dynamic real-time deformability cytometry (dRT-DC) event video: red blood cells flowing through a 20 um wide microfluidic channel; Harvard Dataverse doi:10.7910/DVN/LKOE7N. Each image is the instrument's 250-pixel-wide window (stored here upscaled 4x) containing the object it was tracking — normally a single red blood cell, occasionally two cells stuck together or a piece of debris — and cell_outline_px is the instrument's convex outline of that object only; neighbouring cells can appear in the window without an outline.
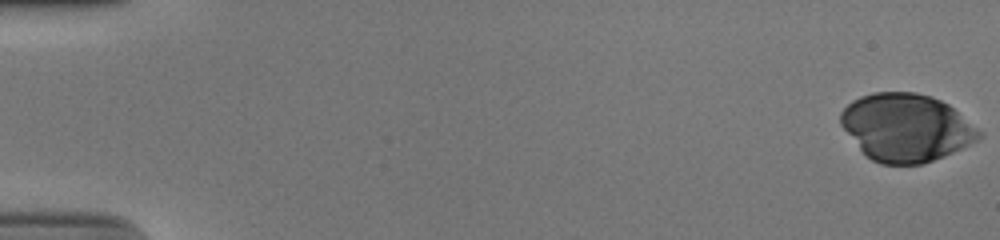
{"species": "human", "species_latin": "Homo sapiens", "temperature_condition": "cold", "stored_images_in_passage": 53, "camera_frame_rate_fps": 3000, "um_per_image_px": 0.085, "donor": {"sex": "male"}, "frame": {"image": 1, "passage_image": 1, "time_ms": 0.0, "image_size_px": [1000, 240], "cell_outline_px": [[984, 136], [980, 140], [944, 156], [920, 164], [880, 164], [872, 160], [860, 148], [840, 124], [840, 112], [852, 100], [860, 96], [872, 92], [916, 92], [932, 96], [948, 104], [984, 132]], "centroid_in_image_um": [77.06, 10.83], "position_along_channel_um": 7.9, "area_um2": 54.62}}
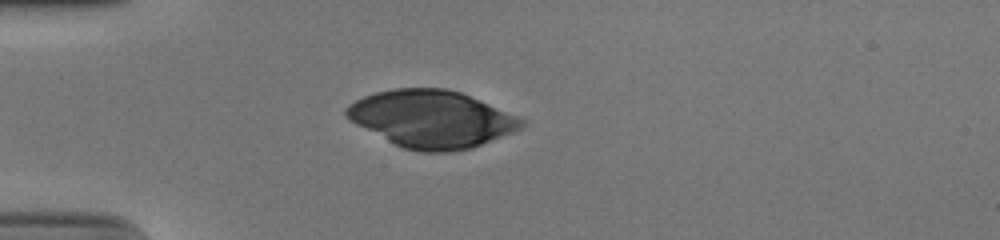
{"frame": {"image": 2, "passage_image": 16, "time_ms": 5.0, "image_size_px": [1000, 240], "cell_outline_px": [[524, 128], [472, 148], [452, 152], [420, 152], [404, 148], [356, 124], [344, 116], [344, 108], [348, 104], [364, 96], [376, 92], [396, 88], [444, 88], [460, 92], [516, 116], [524, 120]], "centroid_in_image_um": [36.67, 10.12], "position_along_channel_um": 48.3, "area_um2": 57.97}}